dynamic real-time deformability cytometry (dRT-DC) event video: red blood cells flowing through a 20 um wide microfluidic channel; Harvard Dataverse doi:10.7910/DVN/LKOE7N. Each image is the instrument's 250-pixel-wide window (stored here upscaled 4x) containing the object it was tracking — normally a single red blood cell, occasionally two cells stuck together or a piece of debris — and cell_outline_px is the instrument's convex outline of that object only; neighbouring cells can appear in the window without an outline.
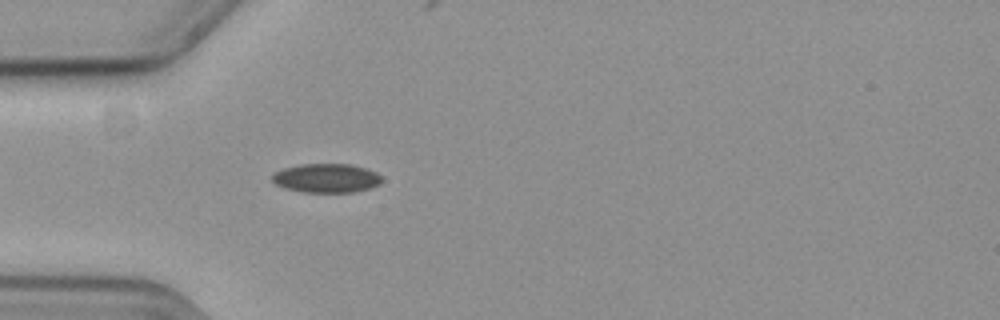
{"species": "common noctule bat (a hibernating species)", "species_latin": "Nyctalus noctula", "temperature_condition": "cold", "stored_images_in_passage": 30, "camera_frame_rate_fps": 3000, "um_per_image_px": 0.085, "animal": {"sex": "female", "body_mass_g": 19.3, "forearm_length_mm": 54.1}, "frame": {"image": 1, "passage_image": 6, "time_ms": 1.667, "image_size_px": [1000, 320], "cell_outline_px": [[380, 184], [368, 188], [352, 192], [304, 192], [284, 188], [276, 184], [272, 180], [272, 176], [276, 172], [284, 168], [300, 164], [352, 164], [376, 172], [380, 176]], "centroid_in_image_um": [27.72, 15.14], "position_along_channel_um": 57.3, "area_um2": 18.32}}
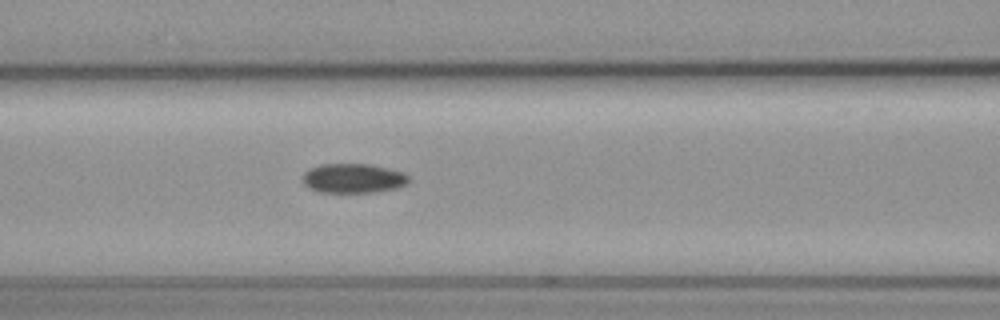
{"frame": {"image": 2, "passage_image": 13, "time_ms": 4.0, "image_size_px": [1000, 320], "cell_outline_px": [[408, 184], [396, 188], [376, 192], [320, 192], [308, 188], [304, 184], [304, 172], [320, 164], [368, 164], [388, 168], [404, 172], [408, 176]], "centroid_in_image_um": [30.04, 15.16], "position_along_channel_um": 136.6, "area_um2": 18.15}}
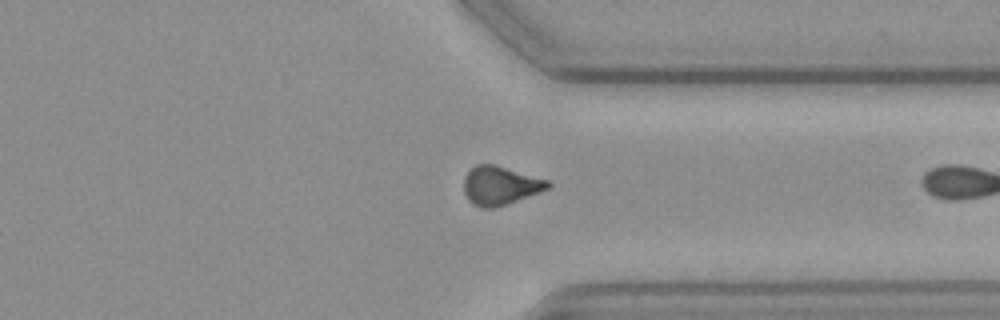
{"frame": {"image": 3, "passage_image": 29, "time_ms": 9.333, "image_size_px": [1000, 320], "cell_outline_px": [[552, 184], [548, 188], [496, 208], [480, 208], [472, 204], [468, 200], [464, 192], [464, 176], [476, 164], [496, 164], [548, 180]], "centroid_in_image_um": [42.48, 15.77], "position_along_channel_um": 368.9, "area_um2": 18.9}}